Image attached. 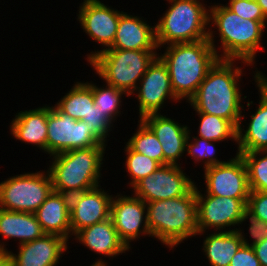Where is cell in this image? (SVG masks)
I'll use <instances>...</instances> for the list:
<instances>
[{"label": "cell", "instance_id": "cell-1", "mask_svg": "<svg viewBox=\"0 0 267 266\" xmlns=\"http://www.w3.org/2000/svg\"><path fill=\"white\" fill-rule=\"evenodd\" d=\"M207 7H209L208 40L218 58L241 61L243 66H253L257 70V67L254 66L256 53L260 49L265 51V46L261 41H263L262 38L267 28V21L244 19L221 3ZM212 28L217 31H214L215 29L212 31ZM216 34L219 36H215ZM215 37L220 38L218 41L221 46L218 45V47L215 44L217 41L214 39ZM220 49L222 51H218Z\"/></svg>", "mask_w": 267, "mask_h": 266}, {"label": "cell", "instance_id": "cell-2", "mask_svg": "<svg viewBox=\"0 0 267 266\" xmlns=\"http://www.w3.org/2000/svg\"><path fill=\"white\" fill-rule=\"evenodd\" d=\"M237 60L219 59L208 71L195 95L188 101L196 113H206L229 120L236 128L246 119L240 86L244 74L242 63ZM244 98V99H243ZM243 114V115H242ZM244 117V118H243Z\"/></svg>", "mask_w": 267, "mask_h": 266}, {"label": "cell", "instance_id": "cell-3", "mask_svg": "<svg viewBox=\"0 0 267 266\" xmlns=\"http://www.w3.org/2000/svg\"><path fill=\"white\" fill-rule=\"evenodd\" d=\"M161 48L165 51L158 56L168 68L174 94L180 102H188L219 58L208 39Z\"/></svg>", "mask_w": 267, "mask_h": 266}, {"label": "cell", "instance_id": "cell-4", "mask_svg": "<svg viewBox=\"0 0 267 266\" xmlns=\"http://www.w3.org/2000/svg\"><path fill=\"white\" fill-rule=\"evenodd\" d=\"M146 206L151 237L169 250L198 234L195 186L185 196L146 202Z\"/></svg>", "mask_w": 267, "mask_h": 266}, {"label": "cell", "instance_id": "cell-5", "mask_svg": "<svg viewBox=\"0 0 267 266\" xmlns=\"http://www.w3.org/2000/svg\"><path fill=\"white\" fill-rule=\"evenodd\" d=\"M105 150L106 146H92L50 156L47 170L53 191L71 196L100 186Z\"/></svg>", "mask_w": 267, "mask_h": 266}, {"label": "cell", "instance_id": "cell-6", "mask_svg": "<svg viewBox=\"0 0 267 266\" xmlns=\"http://www.w3.org/2000/svg\"><path fill=\"white\" fill-rule=\"evenodd\" d=\"M166 1L169 4L168 9L155 23L158 49L166 44L208 39L209 7H206L203 0Z\"/></svg>", "mask_w": 267, "mask_h": 266}, {"label": "cell", "instance_id": "cell-7", "mask_svg": "<svg viewBox=\"0 0 267 266\" xmlns=\"http://www.w3.org/2000/svg\"><path fill=\"white\" fill-rule=\"evenodd\" d=\"M157 56V50L105 49L88 64L105 83L131 96Z\"/></svg>", "mask_w": 267, "mask_h": 266}, {"label": "cell", "instance_id": "cell-8", "mask_svg": "<svg viewBox=\"0 0 267 266\" xmlns=\"http://www.w3.org/2000/svg\"><path fill=\"white\" fill-rule=\"evenodd\" d=\"M40 171L17 174L0 182V208L35 213L53 191L48 170Z\"/></svg>", "mask_w": 267, "mask_h": 266}, {"label": "cell", "instance_id": "cell-9", "mask_svg": "<svg viewBox=\"0 0 267 266\" xmlns=\"http://www.w3.org/2000/svg\"><path fill=\"white\" fill-rule=\"evenodd\" d=\"M102 144L90 131L87 123L75 120L60 112L55 106L48 105L47 154L50 156L74 149Z\"/></svg>", "mask_w": 267, "mask_h": 266}, {"label": "cell", "instance_id": "cell-10", "mask_svg": "<svg viewBox=\"0 0 267 266\" xmlns=\"http://www.w3.org/2000/svg\"><path fill=\"white\" fill-rule=\"evenodd\" d=\"M200 187L195 184L198 223L197 235H205L209 229L211 231L213 229L214 232L215 230L216 232L237 230L236 226L239 227L243 211L247 208L248 199L218 197L208 195L207 193L203 194L201 193L203 191L199 189Z\"/></svg>", "mask_w": 267, "mask_h": 266}, {"label": "cell", "instance_id": "cell-11", "mask_svg": "<svg viewBox=\"0 0 267 266\" xmlns=\"http://www.w3.org/2000/svg\"><path fill=\"white\" fill-rule=\"evenodd\" d=\"M180 165H161L151 175L142 178L131 189L134 196L145 202L185 196L197 182Z\"/></svg>", "mask_w": 267, "mask_h": 266}, {"label": "cell", "instance_id": "cell-12", "mask_svg": "<svg viewBox=\"0 0 267 266\" xmlns=\"http://www.w3.org/2000/svg\"><path fill=\"white\" fill-rule=\"evenodd\" d=\"M123 11H118L109 5H105L100 0H83L79 5L77 20L83 32H85L93 42L102 45L101 50L90 52L85 58L88 62L99 52L112 46L120 15Z\"/></svg>", "mask_w": 267, "mask_h": 266}, {"label": "cell", "instance_id": "cell-13", "mask_svg": "<svg viewBox=\"0 0 267 266\" xmlns=\"http://www.w3.org/2000/svg\"><path fill=\"white\" fill-rule=\"evenodd\" d=\"M134 94L139 102V119L148 114L160 113L167 99L180 102L172 89L168 68L159 56L149 65L132 96Z\"/></svg>", "mask_w": 267, "mask_h": 266}, {"label": "cell", "instance_id": "cell-14", "mask_svg": "<svg viewBox=\"0 0 267 266\" xmlns=\"http://www.w3.org/2000/svg\"><path fill=\"white\" fill-rule=\"evenodd\" d=\"M204 193L218 197L248 199L250 188L245 162L237 154L224 163L204 169Z\"/></svg>", "mask_w": 267, "mask_h": 266}, {"label": "cell", "instance_id": "cell-15", "mask_svg": "<svg viewBox=\"0 0 267 266\" xmlns=\"http://www.w3.org/2000/svg\"><path fill=\"white\" fill-rule=\"evenodd\" d=\"M110 218L119 238L131 249L132 241L142 236L151 237L147 225V206L141 198L117 193L111 202ZM141 235V236H140Z\"/></svg>", "mask_w": 267, "mask_h": 266}, {"label": "cell", "instance_id": "cell-16", "mask_svg": "<svg viewBox=\"0 0 267 266\" xmlns=\"http://www.w3.org/2000/svg\"><path fill=\"white\" fill-rule=\"evenodd\" d=\"M97 186L70 196V226L72 236L79 230L110 218L113 194Z\"/></svg>", "mask_w": 267, "mask_h": 266}, {"label": "cell", "instance_id": "cell-17", "mask_svg": "<svg viewBox=\"0 0 267 266\" xmlns=\"http://www.w3.org/2000/svg\"><path fill=\"white\" fill-rule=\"evenodd\" d=\"M253 73L260 100L256 111L250 115L247 128H243V121L237 127L236 152L267 150V76L258 70Z\"/></svg>", "mask_w": 267, "mask_h": 266}, {"label": "cell", "instance_id": "cell-18", "mask_svg": "<svg viewBox=\"0 0 267 266\" xmlns=\"http://www.w3.org/2000/svg\"><path fill=\"white\" fill-rule=\"evenodd\" d=\"M67 239L44 234L41 238L18 245V251H8L9 266H57L67 252Z\"/></svg>", "mask_w": 267, "mask_h": 266}, {"label": "cell", "instance_id": "cell-19", "mask_svg": "<svg viewBox=\"0 0 267 266\" xmlns=\"http://www.w3.org/2000/svg\"><path fill=\"white\" fill-rule=\"evenodd\" d=\"M161 143L164 165H181L178 162L185 153L189 137L188 125H182L161 113L148 114L140 119ZM179 163V164H178Z\"/></svg>", "mask_w": 267, "mask_h": 266}, {"label": "cell", "instance_id": "cell-20", "mask_svg": "<svg viewBox=\"0 0 267 266\" xmlns=\"http://www.w3.org/2000/svg\"><path fill=\"white\" fill-rule=\"evenodd\" d=\"M143 18L123 12L120 15L114 42L108 49L158 50L155 24L149 25Z\"/></svg>", "mask_w": 267, "mask_h": 266}, {"label": "cell", "instance_id": "cell-21", "mask_svg": "<svg viewBox=\"0 0 267 266\" xmlns=\"http://www.w3.org/2000/svg\"><path fill=\"white\" fill-rule=\"evenodd\" d=\"M73 239L91 252L102 255V257H112L111 260L130 251L119 238L111 218L79 230Z\"/></svg>", "mask_w": 267, "mask_h": 266}, {"label": "cell", "instance_id": "cell-22", "mask_svg": "<svg viewBox=\"0 0 267 266\" xmlns=\"http://www.w3.org/2000/svg\"><path fill=\"white\" fill-rule=\"evenodd\" d=\"M48 105L20 111L15 114L9 127L12 137L21 143L36 146L47 154Z\"/></svg>", "mask_w": 267, "mask_h": 266}, {"label": "cell", "instance_id": "cell-23", "mask_svg": "<svg viewBox=\"0 0 267 266\" xmlns=\"http://www.w3.org/2000/svg\"><path fill=\"white\" fill-rule=\"evenodd\" d=\"M70 196L52 191L35 215L45 234L72 238L70 226Z\"/></svg>", "mask_w": 267, "mask_h": 266}, {"label": "cell", "instance_id": "cell-24", "mask_svg": "<svg viewBox=\"0 0 267 266\" xmlns=\"http://www.w3.org/2000/svg\"><path fill=\"white\" fill-rule=\"evenodd\" d=\"M43 232L35 213L16 212L0 208V235L19 241V245L41 238Z\"/></svg>", "mask_w": 267, "mask_h": 266}, {"label": "cell", "instance_id": "cell-25", "mask_svg": "<svg viewBox=\"0 0 267 266\" xmlns=\"http://www.w3.org/2000/svg\"><path fill=\"white\" fill-rule=\"evenodd\" d=\"M203 239L202 252L209 266H229L232 257L243 245L238 232L215 231Z\"/></svg>", "mask_w": 267, "mask_h": 266}, {"label": "cell", "instance_id": "cell-26", "mask_svg": "<svg viewBox=\"0 0 267 266\" xmlns=\"http://www.w3.org/2000/svg\"><path fill=\"white\" fill-rule=\"evenodd\" d=\"M94 105L92 82H74V85L54 105L60 112L71 116L75 120H82L88 116Z\"/></svg>", "mask_w": 267, "mask_h": 266}, {"label": "cell", "instance_id": "cell-27", "mask_svg": "<svg viewBox=\"0 0 267 266\" xmlns=\"http://www.w3.org/2000/svg\"><path fill=\"white\" fill-rule=\"evenodd\" d=\"M199 117V128L197 137L208 141L228 142V139L237 142V128L229 121L222 117L206 113H197Z\"/></svg>", "mask_w": 267, "mask_h": 266}, {"label": "cell", "instance_id": "cell-28", "mask_svg": "<svg viewBox=\"0 0 267 266\" xmlns=\"http://www.w3.org/2000/svg\"><path fill=\"white\" fill-rule=\"evenodd\" d=\"M92 91L94 97V105L98 110L103 113L112 124L117 121L116 119L120 116L122 110V97L129 95L120 89L115 88L112 85L105 83L102 87L97 86L92 81ZM121 109V110H120Z\"/></svg>", "mask_w": 267, "mask_h": 266}, {"label": "cell", "instance_id": "cell-29", "mask_svg": "<svg viewBox=\"0 0 267 266\" xmlns=\"http://www.w3.org/2000/svg\"><path fill=\"white\" fill-rule=\"evenodd\" d=\"M137 130L130 139H127V145L135 152L148 156L164 165V156L161 143L154 133L138 119Z\"/></svg>", "mask_w": 267, "mask_h": 266}, {"label": "cell", "instance_id": "cell-30", "mask_svg": "<svg viewBox=\"0 0 267 266\" xmlns=\"http://www.w3.org/2000/svg\"><path fill=\"white\" fill-rule=\"evenodd\" d=\"M236 153L245 162L250 191L267 192V150Z\"/></svg>", "mask_w": 267, "mask_h": 266}, {"label": "cell", "instance_id": "cell-31", "mask_svg": "<svg viewBox=\"0 0 267 266\" xmlns=\"http://www.w3.org/2000/svg\"><path fill=\"white\" fill-rule=\"evenodd\" d=\"M125 151L126 161L124 163L126 172L130 177L129 185L132 188L138 181L151 175L161 164L146 155L133 151L127 144L123 149Z\"/></svg>", "mask_w": 267, "mask_h": 266}, {"label": "cell", "instance_id": "cell-32", "mask_svg": "<svg viewBox=\"0 0 267 266\" xmlns=\"http://www.w3.org/2000/svg\"><path fill=\"white\" fill-rule=\"evenodd\" d=\"M190 131L192 132V130H189L185 152H187L188 156L192 157L194 164L202 162V167L205 169L226 162L221 161V159L218 160V157H216L217 149L215 144L219 142L192 136Z\"/></svg>", "mask_w": 267, "mask_h": 266}, {"label": "cell", "instance_id": "cell-33", "mask_svg": "<svg viewBox=\"0 0 267 266\" xmlns=\"http://www.w3.org/2000/svg\"><path fill=\"white\" fill-rule=\"evenodd\" d=\"M249 219V220H248ZM248 220L249 222V238L251 237V241L249 243L247 235L245 236L243 228L241 229L240 227L237 228V232L240 236V239L243 242V245L245 246H253L256 243L261 242L263 239L267 238V222L260 220L257 218L251 211H249L247 208L243 211L241 221L239 223L240 225H243L245 221Z\"/></svg>", "mask_w": 267, "mask_h": 266}, {"label": "cell", "instance_id": "cell-34", "mask_svg": "<svg viewBox=\"0 0 267 266\" xmlns=\"http://www.w3.org/2000/svg\"><path fill=\"white\" fill-rule=\"evenodd\" d=\"M82 121L87 123L90 131L102 144L107 145V137L109 138L114 124L105 118L95 105L91 106L88 116L82 118Z\"/></svg>", "mask_w": 267, "mask_h": 266}, {"label": "cell", "instance_id": "cell-35", "mask_svg": "<svg viewBox=\"0 0 267 266\" xmlns=\"http://www.w3.org/2000/svg\"><path fill=\"white\" fill-rule=\"evenodd\" d=\"M225 6L244 19L267 21L256 0H229Z\"/></svg>", "mask_w": 267, "mask_h": 266}, {"label": "cell", "instance_id": "cell-36", "mask_svg": "<svg viewBox=\"0 0 267 266\" xmlns=\"http://www.w3.org/2000/svg\"><path fill=\"white\" fill-rule=\"evenodd\" d=\"M247 209L260 220L267 222V192L250 191Z\"/></svg>", "mask_w": 267, "mask_h": 266}, {"label": "cell", "instance_id": "cell-37", "mask_svg": "<svg viewBox=\"0 0 267 266\" xmlns=\"http://www.w3.org/2000/svg\"><path fill=\"white\" fill-rule=\"evenodd\" d=\"M229 266H261L252 246L242 245L232 257Z\"/></svg>", "mask_w": 267, "mask_h": 266}, {"label": "cell", "instance_id": "cell-38", "mask_svg": "<svg viewBox=\"0 0 267 266\" xmlns=\"http://www.w3.org/2000/svg\"><path fill=\"white\" fill-rule=\"evenodd\" d=\"M261 266H267V238L252 246Z\"/></svg>", "mask_w": 267, "mask_h": 266}, {"label": "cell", "instance_id": "cell-39", "mask_svg": "<svg viewBox=\"0 0 267 266\" xmlns=\"http://www.w3.org/2000/svg\"><path fill=\"white\" fill-rule=\"evenodd\" d=\"M5 243L6 241L0 240V266H9L8 249Z\"/></svg>", "mask_w": 267, "mask_h": 266}, {"label": "cell", "instance_id": "cell-40", "mask_svg": "<svg viewBox=\"0 0 267 266\" xmlns=\"http://www.w3.org/2000/svg\"><path fill=\"white\" fill-rule=\"evenodd\" d=\"M256 2L259 4L264 16L267 18V0H256Z\"/></svg>", "mask_w": 267, "mask_h": 266}, {"label": "cell", "instance_id": "cell-41", "mask_svg": "<svg viewBox=\"0 0 267 266\" xmlns=\"http://www.w3.org/2000/svg\"><path fill=\"white\" fill-rule=\"evenodd\" d=\"M90 266H109V264L106 260H103L102 257H99V259H96Z\"/></svg>", "mask_w": 267, "mask_h": 266}]
</instances>
